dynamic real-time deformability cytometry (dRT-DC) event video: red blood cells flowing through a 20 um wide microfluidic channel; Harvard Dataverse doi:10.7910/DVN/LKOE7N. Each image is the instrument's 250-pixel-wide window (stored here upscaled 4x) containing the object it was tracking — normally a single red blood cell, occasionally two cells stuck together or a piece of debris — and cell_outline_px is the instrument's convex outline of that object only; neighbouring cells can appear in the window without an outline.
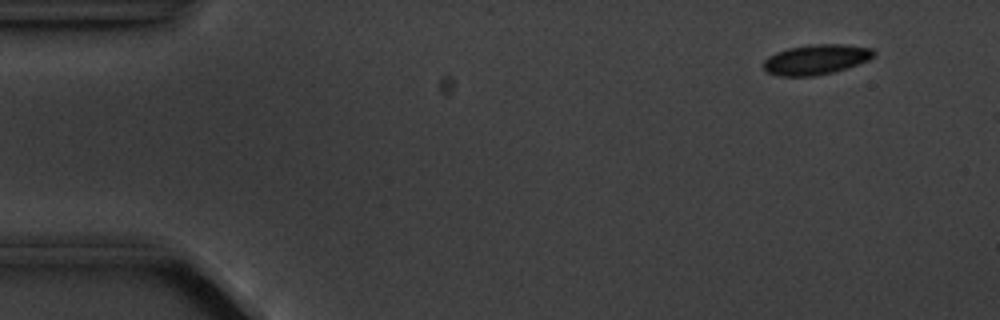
{"species": "common noctule bat (a hibernating species)", "species_latin": "Nyctalus noctula", "temperature_condition": "cold", "stored_images_in_passage": 7, "camera_frame_rate_fps": 3000, "um_per_image_px": 0.085, "animal": {"sex": "male", "body_mass_g": 20.1, "forearm_length_mm": 53.5}, "frame": {"image": 1, "passage_image": 2, "time_ms": 1.333, "image_size_px": [1000, 320], "cell_outline_px": [[876, 52], [868, 60], [832, 72], [816, 76], [780, 76], [768, 72], [764, 68], [764, 60], [768, 56], [776, 52], [788, 48], [812, 44], [844, 44], [872, 48]], "centroid_in_image_um": [69.34, 5.05], "position_along_channel_um": 15.7, "area_um2": 19.13}}
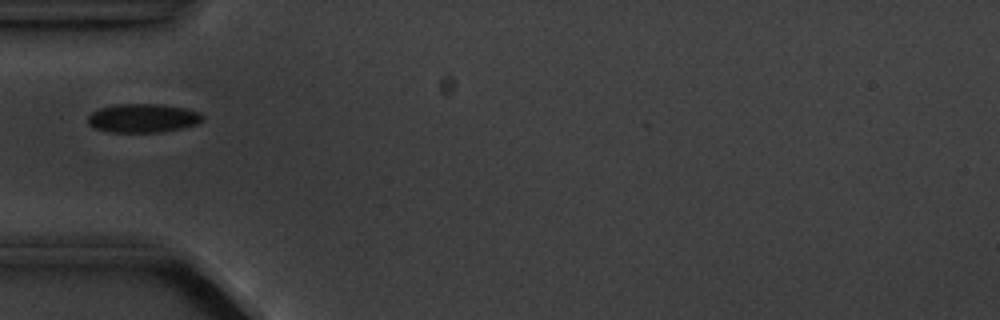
{"frame": {"image": 2, "passage_image": 5, "time_ms": 5.667, "image_size_px": [1000, 320], "cell_outline_px": [[204, 120], [196, 124], [184, 128], [160, 132], [108, 132], [92, 128], [88, 124], [88, 116], [92, 112], [100, 108], [116, 104], [164, 104], [184, 108], [200, 112], [204, 116]], "centroid_in_image_um": [12.15, 10.04], "position_along_channel_um": 72.8, "area_um2": 19.48}}